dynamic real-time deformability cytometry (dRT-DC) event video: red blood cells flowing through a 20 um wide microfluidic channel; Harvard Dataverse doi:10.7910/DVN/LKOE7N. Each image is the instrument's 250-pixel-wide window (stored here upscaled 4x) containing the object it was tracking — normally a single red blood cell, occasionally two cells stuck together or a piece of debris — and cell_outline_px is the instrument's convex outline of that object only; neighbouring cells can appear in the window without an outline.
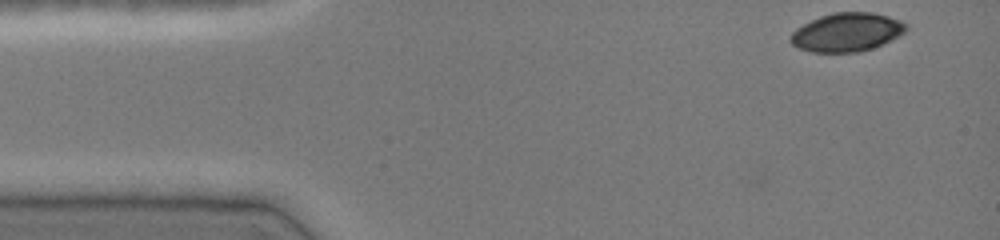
{"species": "common noctule bat (a hibernating species)", "species_latin": "Nyctalus noctula", "temperature_condition": "cold", "stored_images_in_passage": 40, "camera_frame_rate_fps": 3000, "um_per_image_px": 0.085, "animal": {"sex": "female", "body_mass_g": 19.0, "forearm_length_mm": 51.5}, "frame": {"image": 1, "passage_image": 1, "time_ms": 0.0, "image_size_px": [1000, 240], "cell_outline_px": [[908, 28], [904, 32], [872, 48], [860, 52], [812, 52], [800, 48], [792, 44], [788, 40], [792, 32], [796, 28], [820, 16], [832, 12], [872, 12], [888, 16], [900, 20], [908, 24]], "centroid_in_image_um": [71.96, 2.73], "position_along_channel_um": 13.0, "area_um2": 25.84}}
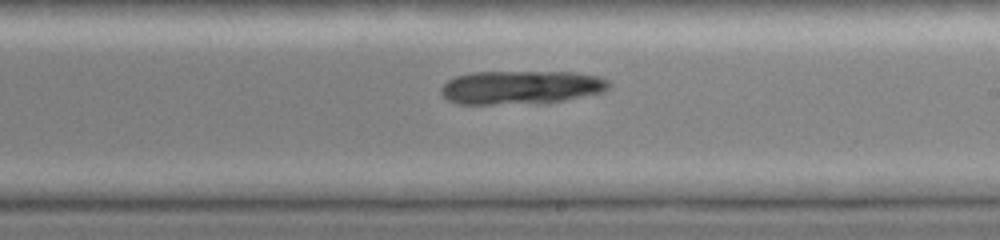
{"frame": {"image": 2, "passage_image": 25, "time_ms": 8.0, "image_size_px": [1000, 240], "cell_outline_px": [[612, 84], [604, 92], [564, 100], [492, 104], [456, 104], [448, 100], [440, 92], [440, 88], [448, 80], [456, 76], [472, 72], [572, 72], [600, 76], [608, 80]], "centroid_in_image_um": [44.28, 7.41], "position_along_channel_um": 244.7, "area_um2": 32.6}}
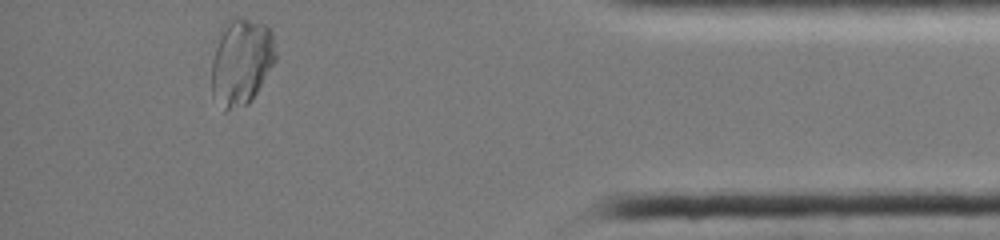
{"frame": {"image": 3, "passage_image": 40, "time_ms": 13.0, "image_size_px": [1000, 240], "cell_outline_px": [[276, 60], [252, 100], [248, 104], [224, 112], [212, 96], [212, 60], [220, 24], [232, 16], [244, 16], [268, 24], [272, 28], [276, 52]], "centroid_in_image_um": [20.5, 5.17], "position_along_channel_um": 414.7, "area_um2": 33.64}}